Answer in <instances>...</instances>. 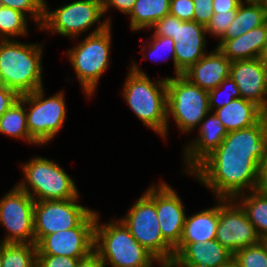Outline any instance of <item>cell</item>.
Here are the masks:
<instances>
[{
	"instance_id": "8d00e7d4",
	"label": "cell",
	"mask_w": 267,
	"mask_h": 267,
	"mask_svg": "<svg viewBox=\"0 0 267 267\" xmlns=\"http://www.w3.org/2000/svg\"><path fill=\"white\" fill-rule=\"evenodd\" d=\"M194 4V21L205 27L215 14L213 11V0H193Z\"/></svg>"
},
{
	"instance_id": "d590c367",
	"label": "cell",
	"mask_w": 267,
	"mask_h": 267,
	"mask_svg": "<svg viewBox=\"0 0 267 267\" xmlns=\"http://www.w3.org/2000/svg\"><path fill=\"white\" fill-rule=\"evenodd\" d=\"M79 259L68 256L37 255L36 267H76Z\"/></svg>"
},
{
	"instance_id": "4fadbf2b",
	"label": "cell",
	"mask_w": 267,
	"mask_h": 267,
	"mask_svg": "<svg viewBox=\"0 0 267 267\" xmlns=\"http://www.w3.org/2000/svg\"><path fill=\"white\" fill-rule=\"evenodd\" d=\"M96 219L94 210L78 227L43 237L36 244L37 255H64L79 260L90 255L94 251Z\"/></svg>"
},
{
	"instance_id": "ee69618b",
	"label": "cell",
	"mask_w": 267,
	"mask_h": 267,
	"mask_svg": "<svg viewBox=\"0 0 267 267\" xmlns=\"http://www.w3.org/2000/svg\"><path fill=\"white\" fill-rule=\"evenodd\" d=\"M154 263H157L160 267H186L180 264L175 258L155 260L151 267H153Z\"/></svg>"
},
{
	"instance_id": "7c38bea8",
	"label": "cell",
	"mask_w": 267,
	"mask_h": 267,
	"mask_svg": "<svg viewBox=\"0 0 267 267\" xmlns=\"http://www.w3.org/2000/svg\"><path fill=\"white\" fill-rule=\"evenodd\" d=\"M35 200L17 185L0 199V225L7 233L4 243H35L34 239Z\"/></svg>"
},
{
	"instance_id": "60d3db41",
	"label": "cell",
	"mask_w": 267,
	"mask_h": 267,
	"mask_svg": "<svg viewBox=\"0 0 267 267\" xmlns=\"http://www.w3.org/2000/svg\"><path fill=\"white\" fill-rule=\"evenodd\" d=\"M242 0H213V11L215 14L229 13L231 10H237Z\"/></svg>"
},
{
	"instance_id": "2e32d148",
	"label": "cell",
	"mask_w": 267,
	"mask_h": 267,
	"mask_svg": "<svg viewBox=\"0 0 267 267\" xmlns=\"http://www.w3.org/2000/svg\"><path fill=\"white\" fill-rule=\"evenodd\" d=\"M230 76L241 98L255 103L267 114V68L262 59L232 61Z\"/></svg>"
},
{
	"instance_id": "836d02e7",
	"label": "cell",
	"mask_w": 267,
	"mask_h": 267,
	"mask_svg": "<svg viewBox=\"0 0 267 267\" xmlns=\"http://www.w3.org/2000/svg\"><path fill=\"white\" fill-rule=\"evenodd\" d=\"M237 10H231L229 13L214 14L206 26L207 34L216 38H221L226 30L232 25Z\"/></svg>"
},
{
	"instance_id": "ab89813d",
	"label": "cell",
	"mask_w": 267,
	"mask_h": 267,
	"mask_svg": "<svg viewBox=\"0 0 267 267\" xmlns=\"http://www.w3.org/2000/svg\"><path fill=\"white\" fill-rule=\"evenodd\" d=\"M135 2L136 0H102L103 14L105 15L112 7L121 13L128 15L131 12Z\"/></svg>"
},
{
	"instance_id": "b9f144b4",
	"label": "cell",
	"mask_w": 267,
	"mask_h": 267,
	"mask_svg": "<svg viewBox=\"0 0 267 267\" xmlns=\"http://www.w3.org/2000/svg\"><path fill=\"white\" fill-rule=\"evenodd\" d=\"M103 261L99 255L93 251L90 255L78 261L76 267H103Z\"/></svg>"
},
{
	"instance_id": "d4e9b609",
	"label": "cell",
	"mask_w": 267,
	"mask_h": 267,
	"mask_svg": "<svg viewBox=\"0 0 267 267\" xmlns=\"http://www.w3.org/2000/svg\"><path fill=\"white\" fill-rule=\"evenodd\" d=\"M170 13V0H136L131 12L130 29L140 31L151 27Z\"/></svg>"
},
{
	"instance_id": "ac0fdd59",
	"label": "cell",
	"mask_w": 267,
	"mask_h": 267,
	"mask_svg": "<svg viewBox=\"0 0 267 267\" xmlns=\"http://www.w3.org/2000/svg\"><path fill=\"white\" fill-rule=\"evenodd\" d=\"M208 114L199 124L198 136L184 149V163L186 164L183 170L190 174L207 156H209L223 142L228 132L223 126L221 120L214 114Z\"/></svg>"
},
{
	"instance_id": "52a82bcc",
	"label": "cell",
	"mask_w": 267,
	"mask_h": 267,
	"mask_svg": "<svg viewBox=\"0 0 267 267\" xmlns=\"http://www.w3.org/2000/svg\"><path fill=\"white\" fill-rule=\"evenodd\" d=\"M167 78V132L170 117L182 133L193 132L210 111L209 91L183 75Z\"/></svg>"
},
{
	"instance_id": "bcb514c9",
	"label": "cell",
	"mask_w": 267,
	"mask_h": 267,
	"mask_svg": "<svg viewBox=\"0 0 267 267\" xmlns=\"http://www.w3.org/2000/svg\"><path fill=\"white\" fill-rule=\"evenodd\" d=\"M261 59H262V61L264 62V65H265L266 68H267V46H266V48H265V50H264V52H263V54H262V56H261Z\"/></svg>"
},
{
	"instance_id": "d6a6232c",
	"label": "cell",
	"mask_w": 267,
	"mask_h": 267,
	"mask_svg": "<svg viewBox=\"0 0 267 267\" xmlns=\"http://www.w3.org/2000/svg\"><path fill=\"white\" fill-rule=\"evenodd\" d=\"M151 42H149L148 46V53L150 57L157 58L156 60H160L159 57L164 56V54L167 55L165 58L169 59L168 56L173 60L174 62V68H175V75H176V64H175V48H174V41L172 38L163 37V36H154L152 34ZM152 59V58H151Z\"/></svg>"
},
{
	"instance_id": "ba28073f",
	"label": "cell",
	"mask_w": 267,
	"mask_h": 267,
	"mask_svg": "<svg viewBox=\"0 0 267 267\" xmlns=\"http://www.w3.org/2000/svg\"><path fill=\"white\" fill-rule=\"evenodd\" d=\"M44 93V89L40 88L32 93L19 96V99L25 104L30 138L39 146L50 142L67 119L64 91L45 99Z\"/></svg>"
},
{
	"instance_id": "74e56055",
	"label": "cell",
	"mask_w": 267,
	"mask_h": 267,
	"mask_svg": "<svg viewBox=\"0 0 267 267\" xmlns=\"http://www.w3.org/2000/svg\"><path fill=\"white\" fill-rule=\"evenodd\" d=\"M177 17L166 15L164 18L156 22L151 28L155 31L154 36H163L173 38L175 36Z\"/></svg>"
},
{
	"instance_id": "8992f818",
	"label": "cell",
	"mask_w": 267,
	"mask_h": 267,
	"mask_svg": "<svg viewBox=\"0 0 267 267\" xmlns=\"http://www.w3.org/2000/svg\"><path fill=\"white\" fill-rule=\"evenodd\" d=\"M21 169L24 180L17 186L35 201L68 200L80 195L73 179L54 161L35 156Z\"/></svg>"
},
{
	"instance_id": "681fc988",
	"label": "cell",
	"mask_w": 267,
	"mask_h": 267,
	"mask_svg": "<svg viewBox=\"0 0 267 267\" xmlns=\"http://www.w3.org/2000/svg\"><path fill=\"white\" fill-rule=\"evenodd\" d=\"M227 267H237L235 264H234V262H232L229 266H227Z\"/></svg>"
},
{
	"instance_id": "9c48e42d",
	"label": "cell",
	"mask_w": 267,
	"mask_h": 267,
	"mask_svg": "<svg viewBox=\"0 0 267 267\" xmlns=\"http://www.w3.org/2000/svg\"><path fill=\"white\" fill-rule=\"evenodd\" d=\"M103 16L101 0H77L54 11H50L44 4V20L40 29L70 37L73 41L97 22L110 25V17L101 22Z\"/></svg>"
},
{
	"instance_id": "f546056e",
	"label": "cell",
	"mask_w": 267,
	"mask_h": 267,
	"mask_svg": "<svg viewBox=\"0 0 267 267\" xmlns=\"http://www.w3.org/2000/svg\"><path fill=\"white\" fill-rule=\"evenodd\" d=\"M233 262L237 267H267V250L260 241L256 245L244 247L233 254Z\"/></svg>"
},
{
	"instance_id": "d6986e66",
	"label": "cell",
	"mask_w": 267,
	"mask_h": 267,
	"mask_svg": "<svg viewBox=\"0 0 267 267\" xmlns=\"http://www.w3.org/2000/svg\"><path fill=\"white\" fill-rule=\"evenodd\" d=\"M174 258L186 267H227L233 262V253L213 239L179 243L174 248Z\"/></svg>"
},
{
	"instance_id": "f1b7e54d",
	"label": "cell",
	"mask_w": 267,
	"mask_h": 267,
	"mask_svg": "<svg viewBox=\"0 0 267 267\" xmlns=\"http://www.w3.org/2000/svg\"><path fill=\"white\" fill-rule=\"evenodd\" d=\"M27 16L19 10L0 5V40L26 36Z\"/></svg>"
},
{
	"instance_id": "e0dca14e",
	"label": "cell",
	"mask_w": 267,
	"mask_h": 267,
	"mask_svg": "<svg viewBox=\"0 0 267 267\" xmlns=\"http://www.w3.org/2000/svg\"><path fill=\"white\" fill-rule=\"evenodd\" d=\"M206 34L204 25L195 21L184 22L177 18L175 36L172 38L175 43L176 76L182 75L207 53Z\"/></svg>"
},
{
	"instance_id": "c3c4849f",
	"label": "cell",
	"mask_w": 267,
	"mask_h": 267,
	"mask_svg": "<svg viewBox=\"0 0 267 267\" xmlns=\"http://www.w3.org/2000/svg\"><path fill=\"white\" fill-rule=\"evenodd\" d=\"M261 241L265 244L267 250V238L261 239Z\"/></svg>"
},
{
	"instance_id": "9a60e30c",
	"label": "cell",
	"mask_w": 267,
	"mask_h": 267,
	"mask_svg": "<svg viewBox=\"0 0 267 267\" xmlns=\"http://www.w3.org/2000/svg\"><path fill=\"white\" fill-rule=\"evenodd\" d=\"M145 193L155 202L163 239L174 249L182 236L186 211L175 189L162 181L152 185Z\"/></svg>"
},
{
	"instance_id": "ffe728a7",
	"label": "cell",
	"mask_w": 267,
	"mask_h": 267,
	"mask_svg": "<svg viewBox=\"0 0 267 267\" xmlns=\"http://www.w3.org/2000/svg\"><path fill=\"white\" fill-rule=\"evenodd\" d=\"M231 61L215 48L191 65L182 75L201 89L210 91L230 76Z\"/></svg>"
},
{
	"instance_id": "4dcf8cb0",
	"label": "cell",
	"mask_w": 267,
	"mask_h": 267,
	"mask_svg": "<svg viewBox=\"0 0 267 267\" xmlns=\"http://www.w3.org/2000/svg\"><path fill=\"white\" fill-rule=\"evenodd\" d=\"M44 4H46L45 0H0L1 6L19 10L26 16L29 14L38 25V29L44 20Z\"/></svg>"
},
{
	"instance_id": "83f0119b",
	"label": "cell",
	"mask_w": 267,
	"mask_h": 267,
	"mask_svg": "<svg viewBox=\"0 0 267 267\" xmlns=\"http://www.w3.org/2000/svg\"><path fill=\"white\" fill-rule=\"evenodd\" d=\"M35 243L2 242V267H36Z\"/></svg>"
},
{
	"instance_id": "277c9868",
	"label": "cell",
	"mask_w": 267,
	"mask_h": 267,
	"mask_svg": "<svg viewBox=\"0 0 267 267\" xmlns=\"http://www.w3.org/2000/svg\"><path fill=\"white\" fill-rule=\"evenodd\" d=\"M97 212L94 251L110 267H151L156 260L119 219L101 224Z\"/></svg>"
},
{
	"instance_id": "8fae6325",
	"label": "cell",
	"mask_w": 267,
	"mask_h": 267,
	"mask_svg": "<svg viewBox=\"0 0 267 267\" xmlns=\"http://www.w3.org/2000/svg\"><path fill=\"white\" fill-rule=\"evenodd\" d=\"M79 197L80 195L68 200L35 201V244L49 234L78 227L94 211L78 204Z\"/></svg>"
},
{
	"instance_id": "7bdbcfd3",
	"label": "cell",
	"mask_w": 267,
	"mask_h": 267,
	"mask_svg": "<svg viewBox=\"0 0 267 267\" xmlns=\"http://www.w3.org/2000/svg\"><path fill=\"white\" fill-rule=\"evenodd\" d=\"M259 189L267 190V152L263 156L259 167Z\"/></svg>"
},
{
	"instance_id": "7dc6e473",
	"label": "cell",
	"mask_w": 267,
	"mask_h": 267,
	"mask_svg": "<svg viewBox=\"0 0 267 267\" xmlns=\"http://www.w3.org/2000/svg\"><path fill=\"white\" fill-rule=\"evenodd\" d=\"M3 261H2V242L0 241V267H2Z\"/></svg>"
},
{
	"instance_id": "5b68a950",
	"label": "cell",
	"mask_w": 267,
	"mask_h": 267,
	"mask_svg": "<svg viewBox=\"0 0 267 267\" xmlns=\"http://www.w3.org/2000/svg\"><path fill=\"white\" fill-rule=\"evenodd\" d=\"M111 24H99L84 40L68 49L67 56L88 99L110 65Z\"/></svg>"
},
{
	"instance_id": "f6af8a7d",
	"label": "cell",
	"mask_w": 267,
	"mask_h": 267,
	"mask_svg": "<svg viewBox=\"0 0 267 267\" xmlns=\"http://www.w3.org/2000/svg\"><path fill=\"white\" fill-rule=\"evenodd\" d=\"M245 4H251V5H259L265 7L267 4V0H242Z\"/></svg>"
},
{
	"instance_id": "5bb4252c",
	"label": "cell",
	"mask_w": 267,
	"mask_h": 267,
	"mask_svg": "<svg viewBox=\"0 0 267 267\" xmlns=\"http://www.w3.org/2000/svg\"><path fill=\"white\" fill-rule=\"evenodd\" d=\"M215 239L233 254L261 241L245 211L234 199H219V223Z\"/></svg>"
},
{
	"instance_id": "3957f363",
	"label": "cell",
	"mask_w": 267,
	"mask_h": 267,
	"mask_svg": "<svg viewBox=\"0 0 267 267\" xmlns=\"http://www.w3.org/2000/svg\"><path fill=\"white\" fill-rule=\"evenodd\" d=\"M43 43L0 40V84L19 96L43 87Z\"/></svg>"
},
{
	"instance_id": "4316f807",
	"label": "cell",
	"mask_w": 267,
	"mask_h": 267,
	"mask_svg": "<svg viewBox=\"0 0 267 267\" xmlns=\"http://www.w3.org/2000/svg\"><path fill=\"white\" fill-rule=\"evenodd\" d=\"M0 133L18 140H26L28 143L36 145L30 138L27 128L25 104L20 99L16 100L0 117Z\"/></svg>"
},
{
	"instance_id": "f35d334b",
	"label": "cell",
	"mask_w": 267,
	"mask_h": 267,
	"mask_svg": "<svg viewBox=\"0 0 267 267\" xmlns=\"http://www.w3.org/2000/svg\"><path fill=\"white\" fill-rule=\"evenodd\" d=\"M19 99L13 90L0 84V117Z\"/></svg>"
},
{
	"instance_id": "30bf717a",
	"label": "cell",
	"mask_w": 267,
	"mask_h": 267,
	"mask_svg": "<svg viewBox=\"0 0 267 267\" xmlns=\"http://www.w3.org/2000/svg\"><path fill=\"white\" fill-rule=\"evenodd\" d=\"M120 220L156 260L174 258V249L162 237L155 202L146 193Z\"/></svg>"
},
{
	"instance_id": "44dd1931",
	"label": "cell",
	"mask_w": 267,
	"mask_h": 267,
	"mask_svg": "<svg viewBox=\"0 0 267 267\" xmlns=\"http://www.w3.org/2000/svg\"><path fill=\"white\" fill-rule=\"evenodd\" d=\"M267 46V21L249 32L231 39L219 40L217 47L231 62L261 58Z\"/></svg>"
},
{
	"instance_id": "7402d4cb",
	"label": "cell",
	"mask_w": 267,
	"mask_h": 267,
	"mask_svg": "<svg viewBox=\"0 0 267 267\" xmlns=\"http://www.w3.org/2000/svg\"><path fill=\"white\" fill-rule=\"evenodd\" d=\"M213 112L221 120L227 132L252 127L266 115L255 103L243 98L234 99Z\"/></svg>"
},
{
	"instance_id": "603a6c76",
	"label": "cell",
	"mask_w": 267,
	"mask_h": 267,
	"mask_svg": "<svg viewBox=\"0 0 267 267\" xmlns=\"http://www.w3.org/2000/svg\"><path fill=\"white\" fill-rule=\"evenodd\" d=\"M217 206L206 208L194 215L187 216L179 243L205 242L215 239L219 223V198Z\"/></svg>"
},
{
	"instance_id": "7a4b0ae2",
	"label": "cell",
	"mask_w": 267,
	"mask_h": 267,
	"mask_svg": "<svg viewBox=\"0 0 267 267\" xmlns=\"http://www.w3.org/2000/svg\"><path fill=\"white\" fill-rule=\"evenodd\" d=\"M155 80L153 82L137 63L132 62L123 84L122 95L143 125L166 139L167 78Z\"/></svg>"
},
{
	"instance_id": "1f68e13d",
	"label": "cell",
	"mask_w": 267,
	"mask_h": 267,
	"mask_svg": "<svg viewBox=\"0 0 267 267\" xmlns=\"http://www.w3.org/2000/svg\"><path fill=\"white\" fill-rule=\"evenodd\" d=\"M227 90L226 94L224 95L226 99L220 101L219 99L221 97L223 90ZM241 98L240 91L237 87V84L234 82V80L231 78V76L224 79L221 84L216 87L215 89H212L209 91V108L210 111L213 112L215 109L221 108L224 105L229 104L232 100Z\"/></svg>"
},
{
	"instance_id": "6da1fadb",
	"label": "cell",
	"mask_w": 267,
	"mask_h": 267,
	"mask_svg": "<svg viewBox=\"0 0 267 267\" xmlns=\"http://www.w3.org/2000/svg\"><path fill=\"white\" fill-rule=\"evenodd\" d=\"M267 152V114L255 125L228 132L219 147L190 174L216 199L259 189V167Z\"/></svg>"
},
{
	"instance_id": "cb8c5ba5",
	"label": "cell",
	"mask_w": 267,
	"mask_h": 267,
	"mask_svg": "<svg viewBox=\"0 0 267 267\" xmlns=\"http://www.w3.org/2000/svg\"><path fill=\"white\" fill-rule=\"evenodd\" d=\"M234 200L245 211L257 235L261 239L267 238V190L256 189L248 193L244 192Z\"/></svg>"
},
{
	"instance_id": "e575fe53",
	"label": "cell",
	"mask_w": 267,
	"mask_h": 267,
	"mask_svg": "<svg viewBox=\"0 0 267 267\" xmlns=\"http://www.w3.org/2000/svg\"><path fill=\"white\" fill-rule=\"evenodd\" d=\"M193 0H170V15L182 21H194Z\"/></svg>"
},
{
	"instance_id": "484cf974",
	"label": "cell",
	"mask_w": 267,
	"mask_h": 267,
	"mask_svg": "<svg viewBox=\"0 0 267 267\" xmlns=\"http://www.w3.org/2000/svg\"><path fill=\"white\" fill-rule=\"evenodd\" d=\"M267 21L266 8L259 5L241 3L238 7L232 25L219 40H231L250 30L263 25Z\"/></svg>"
}]
</instances>
